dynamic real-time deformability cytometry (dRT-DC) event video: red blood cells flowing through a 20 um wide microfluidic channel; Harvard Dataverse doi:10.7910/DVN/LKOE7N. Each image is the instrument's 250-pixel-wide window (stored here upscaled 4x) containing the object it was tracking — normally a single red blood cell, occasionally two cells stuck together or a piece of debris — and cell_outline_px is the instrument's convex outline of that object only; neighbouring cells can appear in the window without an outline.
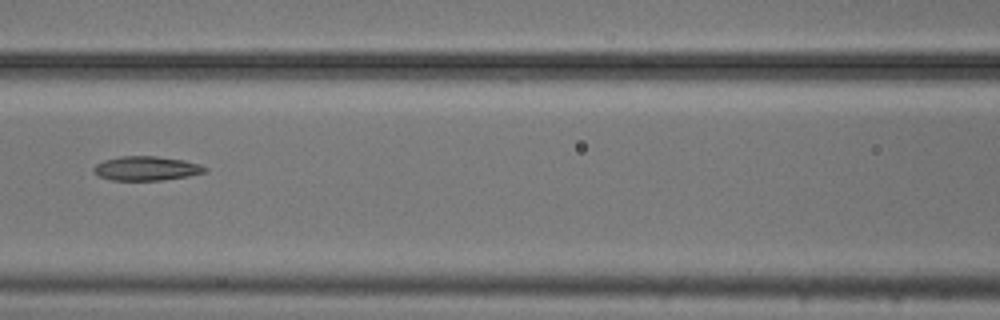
{"species": "common noctule bat (a hibernating species)", "species_latin": "Nyctalus noctula", "temperature_condition": "cold", "stored_images_in_passage": 3, "camera_frame_rate_fps": 3000, "um_per_image_px": 0.085, "animal": {"sex": "male", "body_mass_g": 20.5, "forearm_length_mm": 52.5}, "frame": {"image": 1, "passage_image": 3, "time_ms": 0.667, "image_size_px": [1000, 320], "cell_outline_px": [[208, 172], [188, 176], [164, 180], [112, 180], [100, 176], [92, 168], [96, 164], [104, 160], [120, 156], [156, 156], [184, 160], [200, 164], [208, 168]], "centroid_in_image_um": [12.49, 14.31], "position_along_channel_um": 154.1, "area_um2": 15.72}}